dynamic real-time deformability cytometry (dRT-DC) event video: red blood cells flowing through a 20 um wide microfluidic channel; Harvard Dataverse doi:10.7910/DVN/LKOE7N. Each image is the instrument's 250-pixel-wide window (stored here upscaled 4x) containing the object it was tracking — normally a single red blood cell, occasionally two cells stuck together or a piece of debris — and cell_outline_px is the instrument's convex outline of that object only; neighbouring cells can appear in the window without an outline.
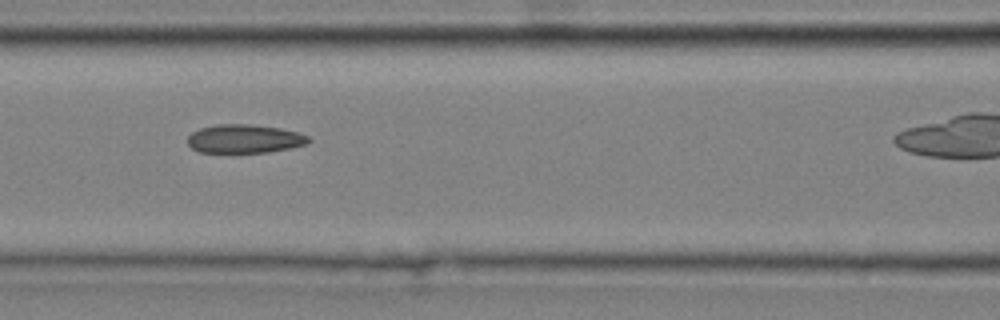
{"species": "common noctule bat (a hibernating species)", "species_latin": "Nyctalus noctula", "temperature_condition": "cold", "stored_images_in_passage": 8, "camera_frame_rate_fps": 3000, "um_per_image_px": 0.085, "animal": {"sex": "male", "body_mass_g": 20.4}, "frame": {"image": 1, "passage_image": 5, "time_ms": 1.333, "image_size_px": [1000, 320], "cell_outline_px": [[312, 140], [308, 144], [292, 148], [268, 152], [200, 152], [192, 148], [188, 144], [188, 136], [192, 132], [200, 128], [216, 124], [248, 124], [280, 128], [296, 132], [308, 136]], "centroid_in_image_um": [20.8, 11.79], "position_along_channel_um": 145.8, "area_um2": 20.17}}
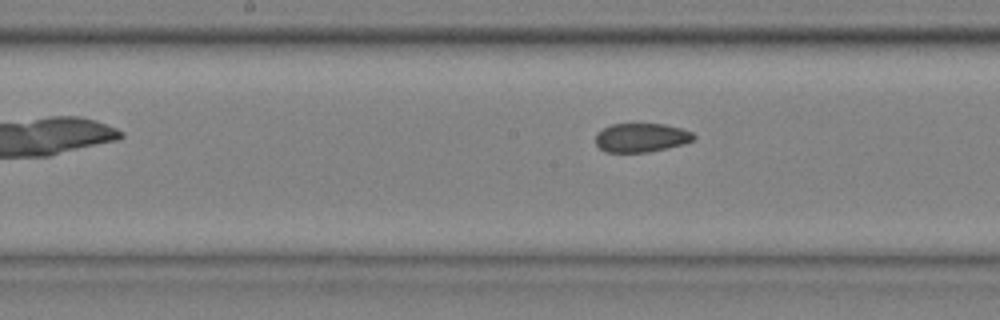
{"frame": {"image": 2, "passage_image": 8, "time_ms": 2.333, "image_size_px": [1000, 320], "cell_outline_px": [[696, 136], [692, 140], [684, 144], [668, 148], [648, 152], [604, 152], [596, 144], [596, 132], [612, 124], [664, 124], [680, 128], [692, 132]], "centroid_in_image_um": [54.5, 11.7], "position_along_channel_um": 193.7, "area_um2": 16.53}}